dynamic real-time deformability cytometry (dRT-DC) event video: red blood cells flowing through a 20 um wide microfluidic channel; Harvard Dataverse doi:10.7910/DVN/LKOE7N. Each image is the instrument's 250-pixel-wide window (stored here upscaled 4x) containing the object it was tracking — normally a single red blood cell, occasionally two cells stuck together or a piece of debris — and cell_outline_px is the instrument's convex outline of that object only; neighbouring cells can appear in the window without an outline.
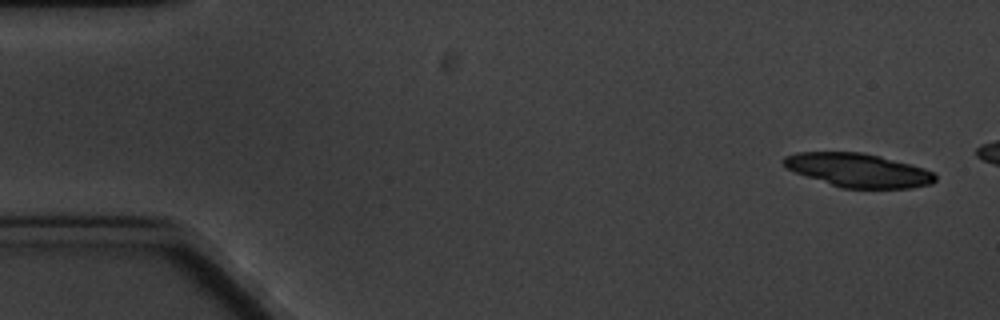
{"species": "common noctule bat (a hibernating species)", "species_latin": "Nyctalus noctula", "temperature_condition": "cold", "stored_images_in_passage": 4, "camera_frame_rate_fps": 3000, "um_per_image_px": 0.085, "animal": {"sex": "male", "body_mass_g": 20.1, "forearm_length_mm": 53.5}, "frame": {"image": 1, "passage_image": 1, "time_ms": 0.0, "image_size_px": [1000, 320], "cell_outline_px": [[936, 180], [932, 184], [912, 188], [844, 188], [796, 172], [788, 168], [784, 164], [784, 156], [796, 152], [864, 152], [880, 156], [924, 168], [936, 172]], "centroid_in_image_um": [73.02, 14.46], "position_along_channel_um": 12.0, "area_um2": 29.48}}